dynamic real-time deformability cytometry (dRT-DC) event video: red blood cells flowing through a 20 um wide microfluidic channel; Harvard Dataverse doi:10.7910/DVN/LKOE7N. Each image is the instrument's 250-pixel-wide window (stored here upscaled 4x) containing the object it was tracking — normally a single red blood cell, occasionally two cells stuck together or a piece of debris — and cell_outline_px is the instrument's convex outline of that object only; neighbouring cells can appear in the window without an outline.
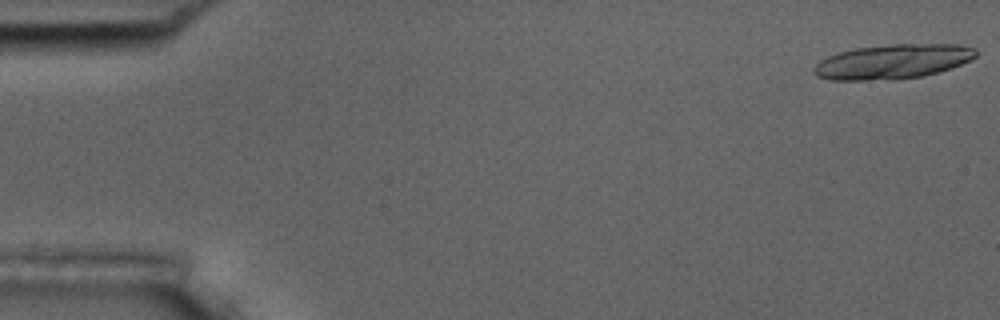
{"species": "common noctule bat (a hibernating species)", "species_latin": "Nyctalus noctula", "temperature_condition": "room temperature", "stored_images_in_passage": 19, "camera_frame_rate_fps": 3000, "um_per_image_px": 0.085, "animal": {"sex": "male", "body_mass_g": 17.5, "forearm_length_mm": 52.3}, "frame": {"image": 1, "passage_image": 1, "time_ms": 0.0, "image_size_px": [1000, 320], "cell_outline_px": [[980, 52], [972, 60], [952, 68], [940, 72], [920, 76], [896, 80], [832, 80], [816, 76], [812, 72], [812, 68], [820, 60], [828, 56], [840, 52], [856, 48], [888, 44], [960, 44], [976, 48]], "centroid_in_image_um": [75.92, 5.24], "position_along_channel_um": 9.1, "area_um2": 33.12}}